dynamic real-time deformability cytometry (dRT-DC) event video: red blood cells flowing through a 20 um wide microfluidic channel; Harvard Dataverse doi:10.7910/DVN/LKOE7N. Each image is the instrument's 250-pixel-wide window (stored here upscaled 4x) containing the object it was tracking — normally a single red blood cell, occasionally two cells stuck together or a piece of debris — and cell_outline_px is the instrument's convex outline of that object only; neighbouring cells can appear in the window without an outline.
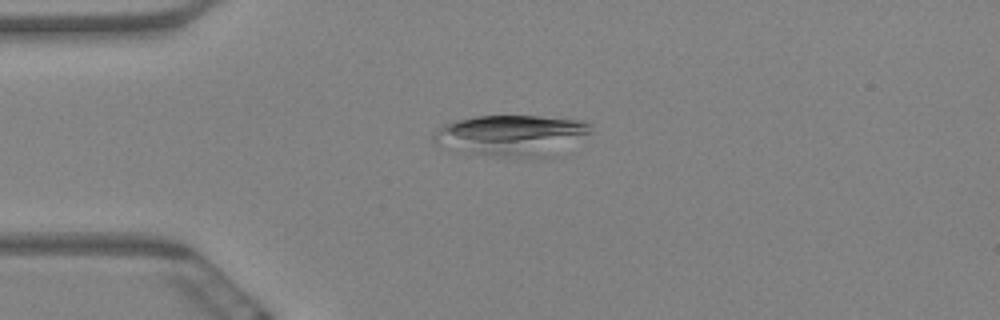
{"species": "Egyptian fruit bat (a non-hibernating species)", "species_latin": "Rousettus aegyptiacus", "temperature_condition": "warm", "stored_images_in_passage": 6, "segment_of_instrument_passage": [2, 2], "camera_frame_rate_fps": 3000, "um_per_image_px": 0.085, "animal": {"sex": "female"}, "frame": {"image": 1, "passage_image": 5, "time_ms": 1.333, "image_size_px": [1000, 320], "cell_outline_px": [[592, 132], [556, 156], [496, 156], [452, 152], [440, 148], [432, 140], [432, 136], [444, 124], [452, 120], [476, 116], [540, 116], [584, 120], [592, 124]], "centroid_in_image_um": [43.46, 11.51], "position_along_channel_um": 41.5, "area_um2": 38.38}}